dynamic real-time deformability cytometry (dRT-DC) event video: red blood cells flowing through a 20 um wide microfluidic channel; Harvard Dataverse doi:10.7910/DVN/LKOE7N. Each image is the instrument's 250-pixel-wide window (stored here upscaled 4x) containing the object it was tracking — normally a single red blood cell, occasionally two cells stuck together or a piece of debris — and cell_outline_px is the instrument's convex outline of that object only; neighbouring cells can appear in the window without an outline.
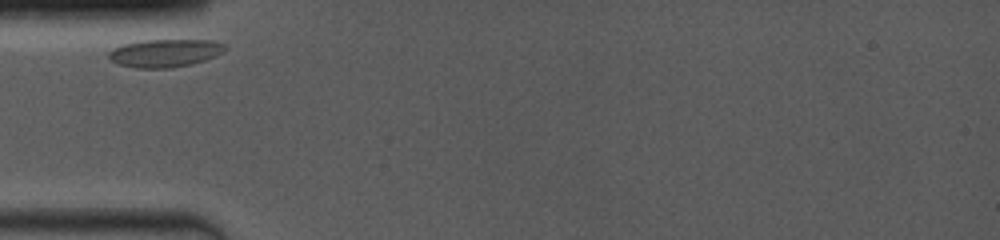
{"species": "common noctule bat (a hibernating species)", "species_latin": "Nyctalus noctula", "temperature_condition": "room temperature", "stored_images_in_passage": 3, "camera_frame_rate_fps": 4000, "um_per_image_px": 0.085, "animal": {"sex": "female", "body_mass_g": 19.0, "forearm_length_mm": 53.3}, "frame": {"image": 1, "passage_image": 1, "time_ms": 0.0, "image_size_px": [1000, 240], "cell_outline_px": [[228, 48], [204, 60], [192, 64], [172, 68], [136, 68], [116, 64], [108, 56], [108, 52], [112, 48], [124, 44], [144, 40], [208, 40], [224, 44]], "centroid_in_image_um": [13.96, 4.51], "position_along_channel_um": 71.0, "area_um2": 18.79}}
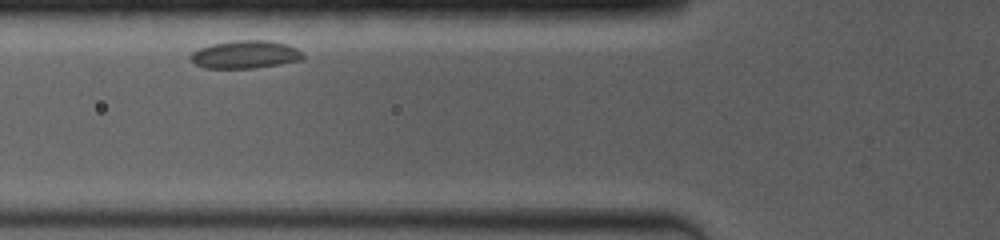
{"frame": {"image": 2, "passage_image": 2, "time_ms": 1.0, "image_size_px": [1000, 240], "cell_outline_px": [[304, 60], [280, 64], [252, 68], [204, 68], [196, 64], [188, 56], [192, 52], [200, 48], [212, 44], [236, 40], [268, 40], [288, 44], [296, 48], [304, 56]], "centroid_in_image_um": [20.86, 4.63], "position_along_channel_um": 104.9, "area_um2": 18.26}}